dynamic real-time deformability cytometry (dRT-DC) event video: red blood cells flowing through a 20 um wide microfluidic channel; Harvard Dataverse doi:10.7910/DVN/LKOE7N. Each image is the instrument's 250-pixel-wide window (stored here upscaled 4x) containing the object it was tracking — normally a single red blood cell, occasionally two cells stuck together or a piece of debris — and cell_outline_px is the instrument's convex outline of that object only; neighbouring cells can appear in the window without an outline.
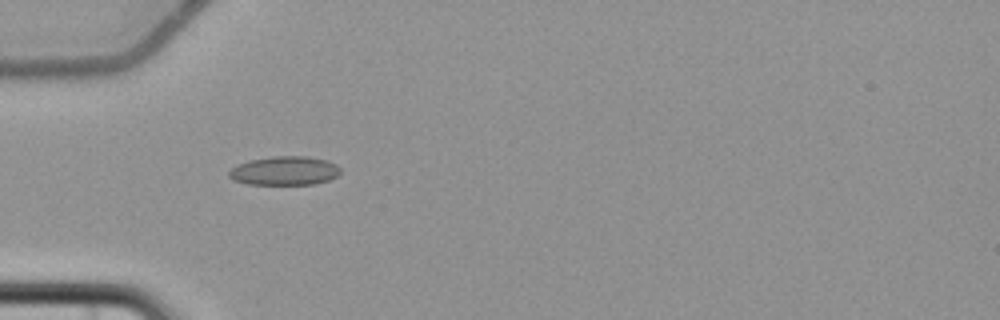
{"species": "common noctule bat (a hibernating species)", "species_latin": "Nyctalus noctula", "temperature_condition": "cold", "stored_images_in_passage": 7, "camera_frame_rate_fps": 3000, "um_per_image_px": 0.085, "animal": {"sex": "female", "body_mass_g": 22.7, "forearm_length_mm": 54.2}, "frame": {"image": 1, "passage_image": 6, "time_ms": 6.333, "image_size_px": [1000, 320], "cell_outline_px": [[340, 172], [336, 176], [328, 180], [316, 184], [248, 184], [232, 180], [228, 176], [228, 172], [236, 164], [248, 160], [272, 156], [304, 156], [324, 160], [336, 164], [340, 168]], "centroid_in_image_um": [24.14, 14.51], "position_along_channel_um": 60.9, "area_um2": 18.79}}
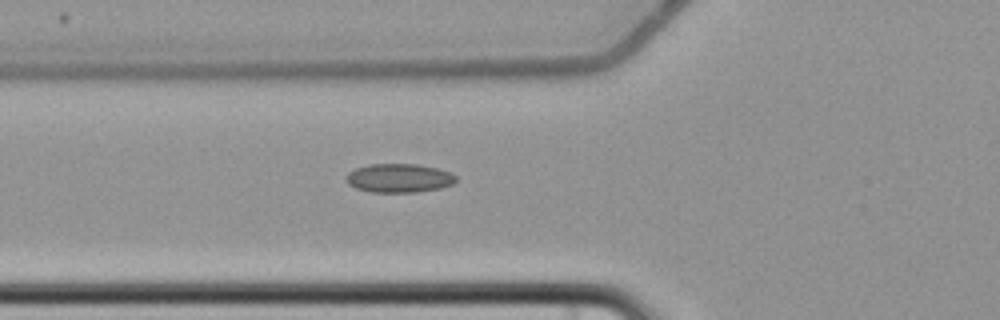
{"frame": {"image": 2, "passage_image": 7, "time_ms": 7.333, "image_size_px": [1000, 320], "cell_outline_px": [[456, 180], [452, 184], [440, 188], [416, 192], [368, 192], [356, 188], [348, 184], [348, 172], [356, 168], [368, 164], [416, 164], [436, 168], [448, 172], [456, 176]], "centroid_in_image_um": [33.9, 15.14], "position_along_channel_um": 91.9, "area_um2": 18.26}}